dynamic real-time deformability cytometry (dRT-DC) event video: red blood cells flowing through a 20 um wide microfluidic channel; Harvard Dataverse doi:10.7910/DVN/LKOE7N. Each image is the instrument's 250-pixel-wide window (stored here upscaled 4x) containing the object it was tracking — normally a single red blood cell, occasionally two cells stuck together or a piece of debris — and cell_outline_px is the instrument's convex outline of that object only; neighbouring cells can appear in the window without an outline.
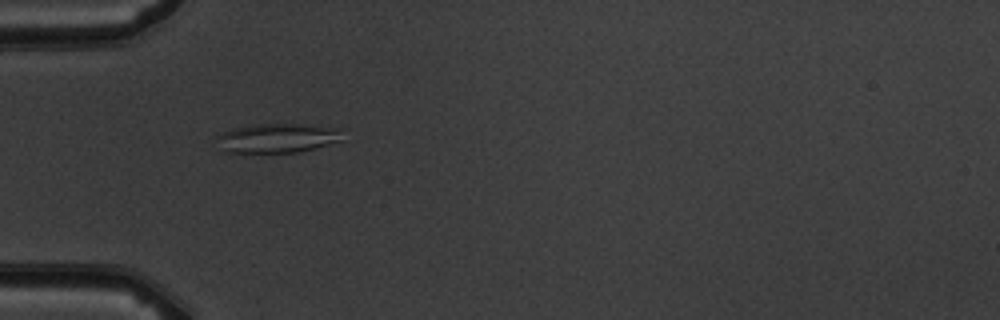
{"species": "common noctule bat (a hibernating species)", "species_latin": "Nyctalus noctula", "temperature_condition": "warm", "stored_images_in_passage": 10, "camera_frame_rate_fps": 3000, "um_per_image_px": 0.085, "animal": {"sex": "male", "body_mass_g": 19.5, "forearm_length_mm": 54.6}, "frame": {"image": 1, "passage_image": 5, "time_ms": 4.333, "image_size_px": [1000, 320], "cell_outline_px": [[340, 140], [300, 152], [228, 152], [224, 148], [216, 136], [232, 128], [252, 124], [300, 124], [340, 128]], "centroid_in_image_um": [23.58, 11.72], "position_along_channel_um": 61.4, "area_um2": 20.92}}
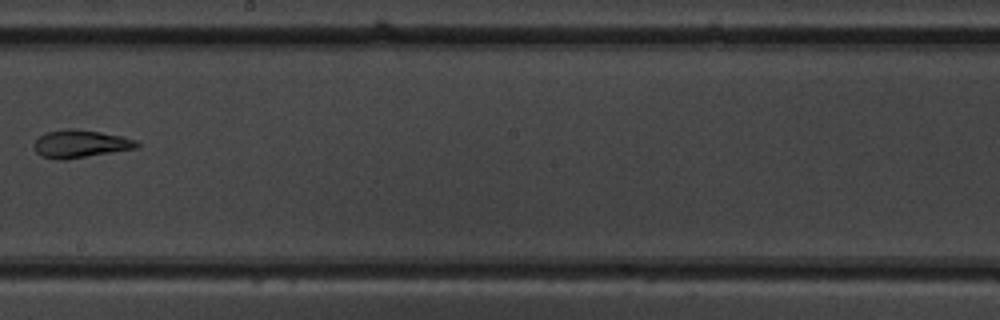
{"frame": {"image": 2, "passage_image": 9, "time_ms": 9.0, "image_size_px": [1000, 320], "cell_outline_px": [[140, 144], [136, 148], [64, 160], [56, 160], [40, 156], [36, 152], [32, 144], [40, 136], [48, 132], [100, 132], [124, 136], [136, 140]], "centroid_in_image_um": [6.85, 12.29], "position_along_channel_um": 241.4, "area_um2": 15.84}}
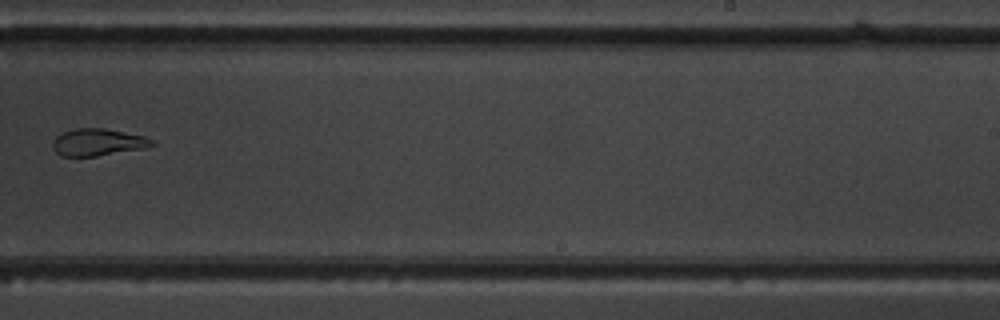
{"frame": {"image": 3, "passage_image": 10, "time_ms": 10.0, "image_size_px": [1000, 320], "cell_outline_px": [[156, 144], [144, 148], [96, 156], [60, 156], [52, 148], [52, 144], [56, 136], [64, 132], [76, 128], [104, 128], [144, 136], [152, 140]], "centroid_in_image_um": [8.29, 12.09], "position_along_channel_um": 280.7, "area_um2": 15.55}}